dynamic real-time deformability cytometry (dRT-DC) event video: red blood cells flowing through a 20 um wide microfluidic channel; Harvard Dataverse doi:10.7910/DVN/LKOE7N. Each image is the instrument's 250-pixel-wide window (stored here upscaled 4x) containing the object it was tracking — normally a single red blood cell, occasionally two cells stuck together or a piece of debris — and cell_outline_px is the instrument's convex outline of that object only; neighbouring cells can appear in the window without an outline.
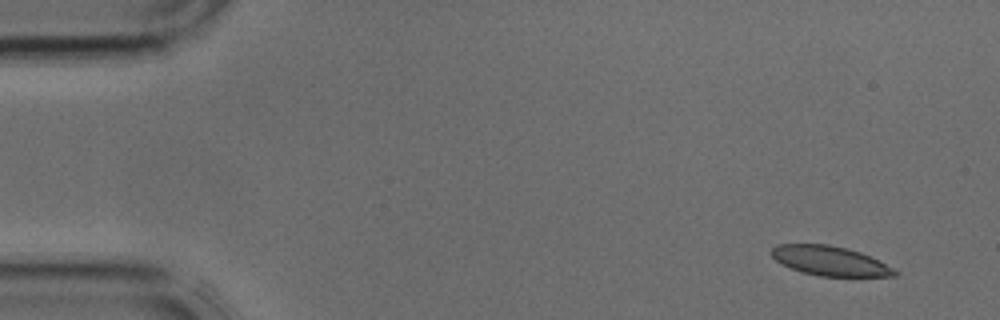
{"species": "common noctule bat (a hibernating species)", "species_latin": "Nyctalus noctula", "temperature_condition": "cold", "stored_images_in_passage": 3, "camera_frame_rate_fps": 3000, "um_per_image_px": 0.085, "animal": {"sex": "male", "body_mass_g": 17.9, "forearm_length_mm": 54.2}, "frame": {"image": 1, "passage_image": 1, "time_ms": 0.0, "image_size_px": [1000, 320], "cell_outline_px": [[900, 272], [896, 276], [820, 276], [800, 272], [776, 260], [772, 256], [772, 248], [776, 244], [828, 244], [848, 248], [860, 252]], "centroid_in_image_um": [70.53, 22.17], "position_along_channel_um": 14.5, "area_um2": 20.92}}